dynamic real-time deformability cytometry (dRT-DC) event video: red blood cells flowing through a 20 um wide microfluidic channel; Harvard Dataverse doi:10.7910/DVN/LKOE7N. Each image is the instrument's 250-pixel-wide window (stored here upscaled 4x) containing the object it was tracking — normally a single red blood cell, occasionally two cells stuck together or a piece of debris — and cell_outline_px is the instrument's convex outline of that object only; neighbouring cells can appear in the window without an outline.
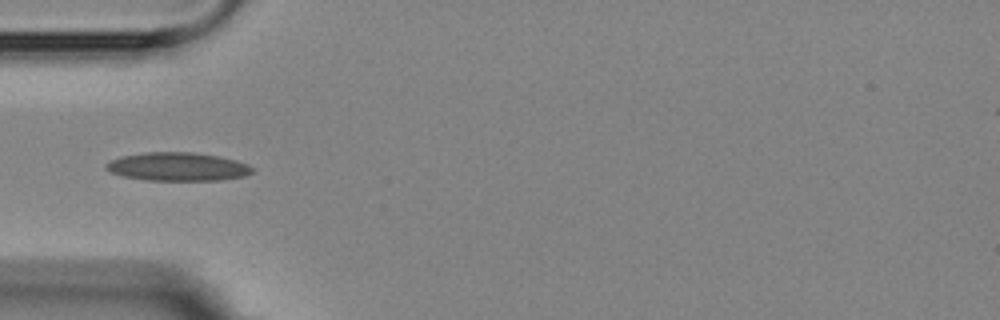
{"species": "Egyptian fruit bat (a non-hibernating species)", "species_latin": "Rousettus aegyptiacus", "temperature_condition": "room temperature", "stored_images_in_passage": 10, "camera_frame_rate_fps": 3000, "um_per_image_px": 0.085, "animal": {"sex": "female"}, "frame": {"image": 1, "passage_image": 1, "time_ms": 0.0, "image_size_px": [1000, 320], "cell_outline_px": [[252, 172], [244, 176], [220, 180], [144, 180], [124, 176], [112, 172], [104, 168], [104, 164], [120, 156], [144, 152], [192, 152], [216, 156], [236, 160], [248, 164], [252, 168]], "centroid_in_image_um": [15.07, 14.16], "position_along_channel_um": 69.9, "area_um2": 24.1}}
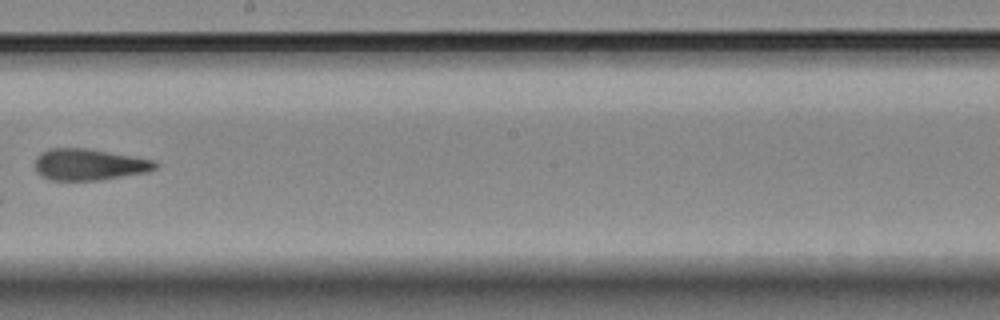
{"frame": {"image": 2, "passage_image": 5, "time_ms": 4.667, "image_size_px": [1000, 320], "cell_outline_px": [[156, 168], [144, 172], [100, 180], [52, 180], [40, 176], [36, 172], [36, 156], [40, 152], [48, 148], [84, 148], [152, 160], [156, 164]], "centroid_in_image_um": [7.47, 13.99], "position_along_channel_um": 240.7, "area_um2": 21.62}}
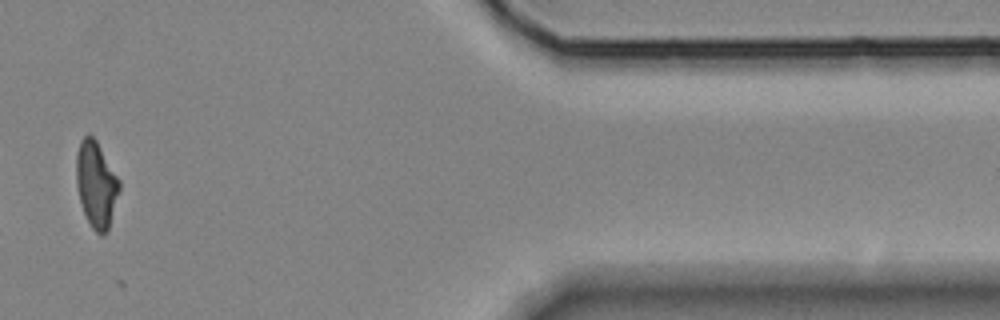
{"frame": {"image": 3, "passage_image": 9, "time_ms": 10.333, "image_size_px": [1000, 320], "cell_outline_px": [[120, 188], [108, 232], [104, 236], [100, 236], [92, 228], [80, 204], [76, 184], [76, 156], [80, 140], [88, 132], [96, 140], [120, 180]], "centroid_in_image_um": [8.17, 15.69], "position_along_channel_um": 403.2, "area_um2": 21.79}, "authors_computed_cell_mechanics": {"area_um2": 21.9351, "velocity_mm_per_s": 3.6231, "shape_relaxation_time_tau1_ms": null, "shape_relaxation_time_tau2_ms": 2.2464, "deformation_change_tau1": null, "deformation_change_tau2": 0.0896}}